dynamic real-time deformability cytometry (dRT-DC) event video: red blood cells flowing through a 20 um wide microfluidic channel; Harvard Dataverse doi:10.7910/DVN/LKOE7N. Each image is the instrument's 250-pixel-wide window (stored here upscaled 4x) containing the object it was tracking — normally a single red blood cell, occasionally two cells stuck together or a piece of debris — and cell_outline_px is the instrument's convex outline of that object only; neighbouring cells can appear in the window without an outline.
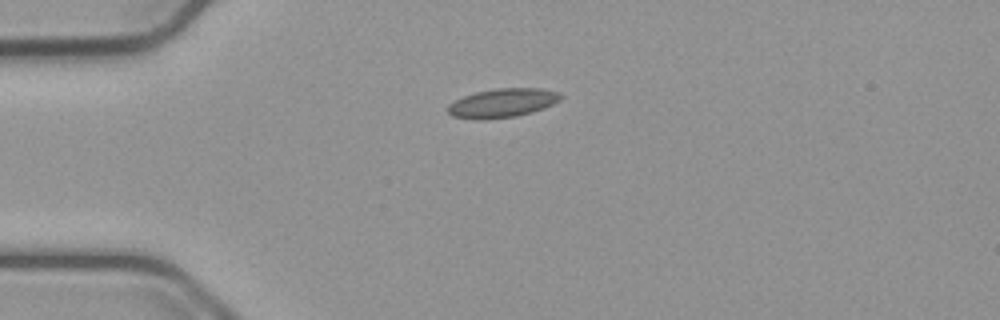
{"species": "common noctule bat (a hibernating species)", "species_latin": "Nyctalus noctula", "temperature_condition": "cold", "stored_images_in_passage": 42, "camera_frame_rate_fps": 3000, "um_per_image_px": 0.085, "animal": {"sex": "male", "body_mass_g": 23.1, "forearm_length_mm": 52.7}, "frame": {"image": 1, "passage_image": 1, "time_ms": 0.0, "image_size_px": [1000, 320], "cell_outline_px": [[564, 96], [560, 100], [544, 108], [532, 112], [516, 116], [480, 120], [452, 116], [448, 112], [448, 104], [464, 96], [476, 92], [496, 88], [540, 88], [560, 92]], "centroid_in_image_um": [42.74, 8.75], "position_along_channel_um": 42.3, "area_um2": 19.02}}
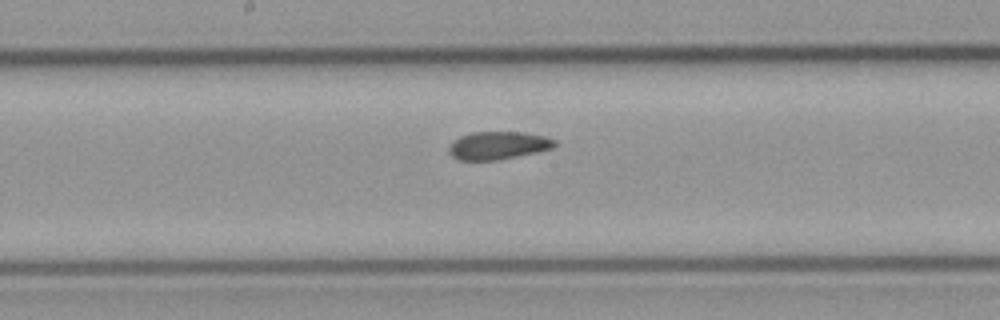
{"frame": {"image": 2, "passage_image": 16, "time_ms": 5.0, "image_size_px": [1000, 320], "cell_outline_px": [[556, 144], [552, 148], [536, 152], [496, 160], [460, 160], [452, 156], [448, 152], [448, 148], [452, 140], [460, 136], [472, 132], [524, 132], [544, 136], [556, 140]], "centroid_in_image_um": [42.3, 12.35], "position_along_channel_um": 205.9, "area_um2": 17.17}}
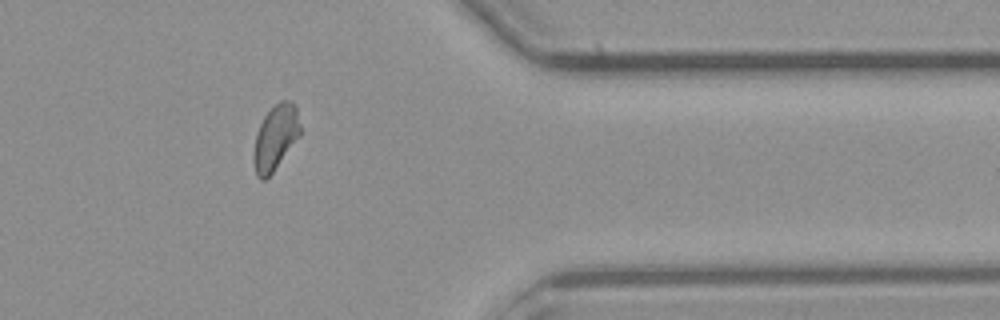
{"frame": {"image": 3, "passage_image": 32, "time_ms": 10.333, "image_size_px": [1000, 320], "cell_outline_px": [[304, 132], [272, 172], [264, 180], [260, 180], [256, 176], [252, 156], [256, 132], [264, 116], [280, 100], [288, 100], [296, 108]], "centroid_in_image_um": [23.43, 11.7], "position_along_channel_um": 388.0, "area_um2": 17.92}, "authors_computed_cell_mechanics": {"area_um2": 17.7735, "velocity_mm_per_s": 3.7522, "shape_relaxation_time_tau1_ms": 6.4677, "shape_relaxation_time_tau2_ms": 2.1395, "deformation_change_tau1": 0.1093, "deformation_change_tau2": 0.0613}}